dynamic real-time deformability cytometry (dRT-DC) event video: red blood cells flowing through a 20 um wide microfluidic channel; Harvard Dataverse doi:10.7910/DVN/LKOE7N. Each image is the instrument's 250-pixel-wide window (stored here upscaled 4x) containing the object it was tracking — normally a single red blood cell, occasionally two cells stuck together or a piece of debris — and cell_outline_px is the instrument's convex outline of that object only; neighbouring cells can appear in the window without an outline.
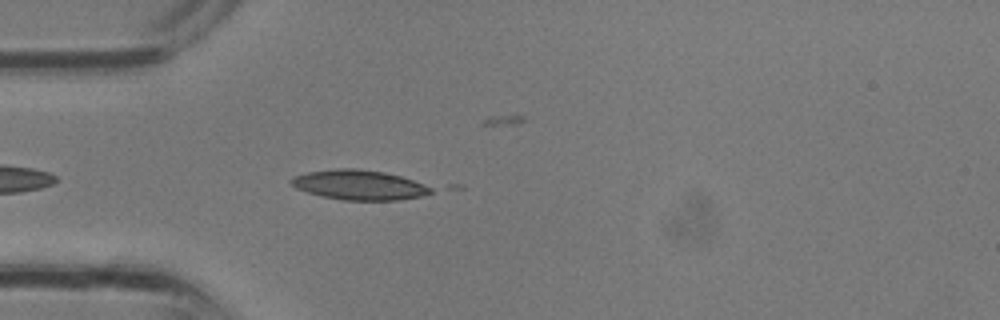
{"species": "common noctule bat (a hibernating species)", "species_latin": "Nyctalus noctula", "temperature_condition": "room temperature", "stored_images_in_passage": 2, "camera_frame_rate_fps": 3000, "um_per_image_px": 0.085, "animal": {"sex": "male", "body_mass_g": 13.3}, "frame": {"image": 1, "passage_image": 2, "time_ms": 0.333, "image_size_px": [1000, 320], "cell_outline_px": [[432, 192], [420, 196], [396, 200], [340, 200], [308, 192], [296, 188], [288, 180], [296, 176], [308, 172], [336, 168], [356, 168], [384, 172], [400, 176], [412, 180], [432, 188]], "centroid_in_image_um": [30.5, 15.71], "position_along_channel_um": 54.5, "area_um2": 23.93}}